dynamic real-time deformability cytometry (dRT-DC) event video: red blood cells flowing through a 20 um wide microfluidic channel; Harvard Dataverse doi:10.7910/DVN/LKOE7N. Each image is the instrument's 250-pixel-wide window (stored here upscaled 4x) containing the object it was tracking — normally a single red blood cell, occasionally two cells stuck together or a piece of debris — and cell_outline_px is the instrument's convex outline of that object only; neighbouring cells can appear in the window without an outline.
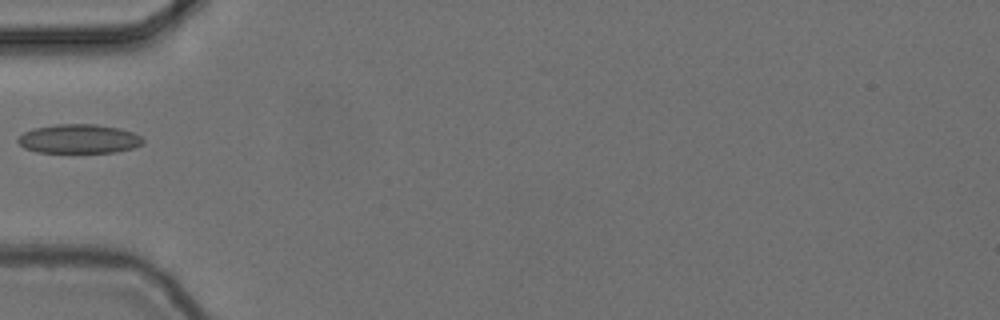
{"species": "common noctule bat (a hibernating species)", "species_latin": "Nyctalus noctula", "temperature_condition": "cold", "stored_images_in_passage": 32, "camera_frame_rate_fps": 3000, "um_per_image_px": 0.085, "animal": {"sex": "female", "body_mass_g": 24.6, "forearm_length_mm": 56.2}, "frame": {"image": 1, "passage_image": 1, "time_ms": 0.0, "image_size_px": [1000, 320], "cell_outline_px": [[144, 144], [132, 148], [116, 152], [36, 152], [24, 148], [16, 140], [24, 132], [36, 128], [56, 124], [96, 124], [120, 128], [136, 132], [144, 140]], "centroid_in_image_um": [6.75, 11.8], "position_along_channel_um": 78.2, "area_um2": 21.27}}
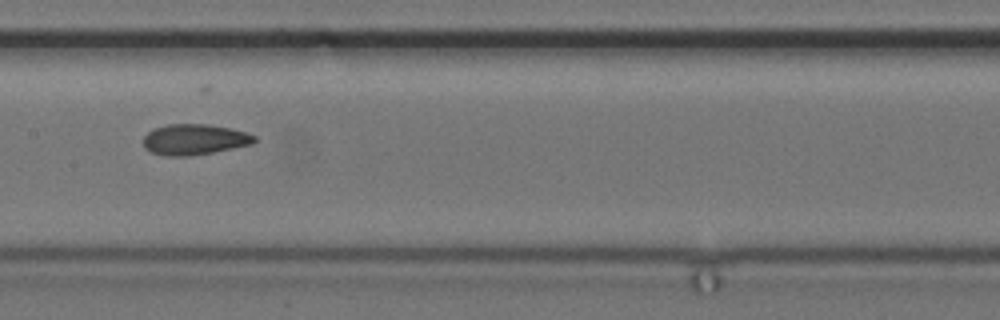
{"frame": {"image": 2, "passage_image": 10, "time_ms": 3.0, "image_size_px": [1000, 320], "cell_outline_px": [[256, 140], [252, 144], [212, 152], [188, 156], [164, 156], [152, 152], [144, 148], [144, 136], [148, 132], [156, 128], [168, 124], [208, 124], [228, 128], [244, 132], [256, 136]], "centroid_in_image_um": [16.5, 11.86], "position_along_channel_um": 190.9, "area_um2": 19.65}}
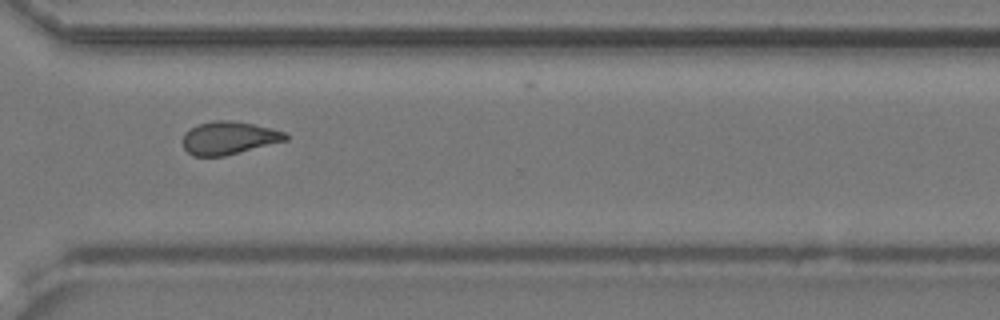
{"frame": {"image": 3, "passage_image": 23, "time_ms": 7.333, "image_size_px": [1000, 320], "cell_outline_px": [[288, 140], [224, 156], [192, 156], [184, 148], [184, 132], [200, 124], [216, 120], [228, 120], [252, 124], [284, 132], [288, 136]], "centroid_in_image_um": [19.44, 11.74], "position_along_channel_um": 351.2, "area_um2": 19.36}}